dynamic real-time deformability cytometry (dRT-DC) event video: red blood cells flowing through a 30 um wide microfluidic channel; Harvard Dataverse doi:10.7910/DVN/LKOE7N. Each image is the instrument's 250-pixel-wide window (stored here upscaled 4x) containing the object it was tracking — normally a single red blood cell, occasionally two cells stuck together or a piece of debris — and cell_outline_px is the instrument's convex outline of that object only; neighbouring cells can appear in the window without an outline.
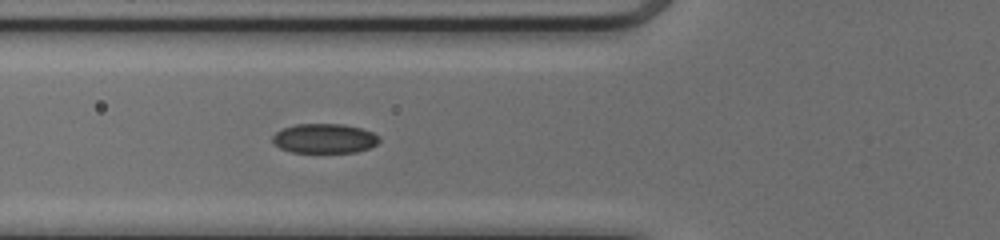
{"species": "common noctule bat (a hibernating species)", "species_latin": "Nyctalus noctula", "temperature_condition": "cold", "stored_images_in_passage": 16, "camera_frame_rate_fps": 3000, "um_per_image_px": 0.085, "animal": {"sex": "female", "body_mass_g": 17.0, "forearm_length_mm": 48.0}, "frame": {"image": 1, "passage_image": 7, "time_ms": 2.0, "image_size_px": [1000, 240], "cell_outline_px": [[380, 140], [376, 144], [368, 148], [356, 152], [292, 152], [280, 148], [272, 144], [272, 136], [276, 132], [284, 128], [296, 124], [344, 124], [360, 128], [372, 132], [380, 136]], "centroid_in_image_um": [27.56, 11.77], "position_along_channel_um": 98.2, "area_um2": 18.38}}
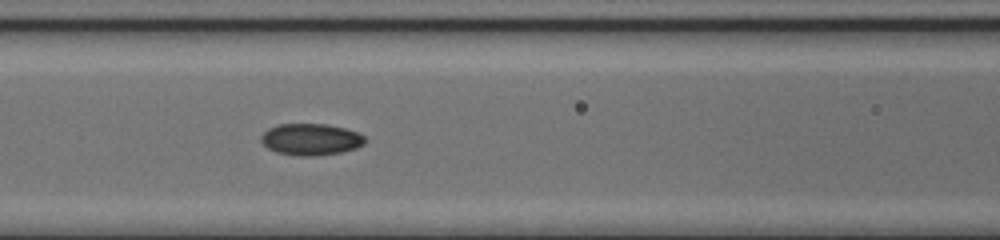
{"frame": {"image": 2, "passage_image": 10, "time_ms": 3.0, "image_size_px": [1000, 240], "cell_outline_px": [[368, 140], [364, 144], [356, 148], [340, 152], [316, 156], [300, 156], [276, 152], [268, 148], [260, 140], [260, 136], [268, 128], [280, 124], [324, 124], [344, 128], [356, 132], [364, 136]], "centroid_in_image_um": [26.42, 11.85], "position_along_channel_um": 140.2, "area_um2": 19.13}}
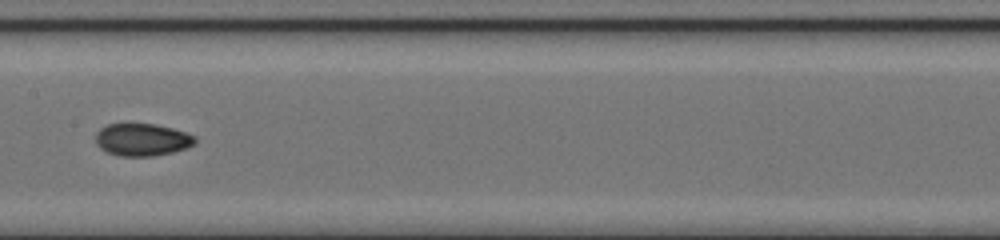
{"frame": {"image": 3, "passage_image": 14, "time_ms": 4.333, "image_size_px": [1000, 240], "cell_outline_px": [[196, 140], [188, 148], [172, 152], [152, 156], [120, 156], [108, 152], [100, 148], [96, 144], [96, 132], [100, 128], [108, 124], [156, 124], [188, 132], [196, 136]], "centroid_in_image_um": [12.1, 11.87], "position_along_channel_um": 195.3, "area_um2": 18.84}}